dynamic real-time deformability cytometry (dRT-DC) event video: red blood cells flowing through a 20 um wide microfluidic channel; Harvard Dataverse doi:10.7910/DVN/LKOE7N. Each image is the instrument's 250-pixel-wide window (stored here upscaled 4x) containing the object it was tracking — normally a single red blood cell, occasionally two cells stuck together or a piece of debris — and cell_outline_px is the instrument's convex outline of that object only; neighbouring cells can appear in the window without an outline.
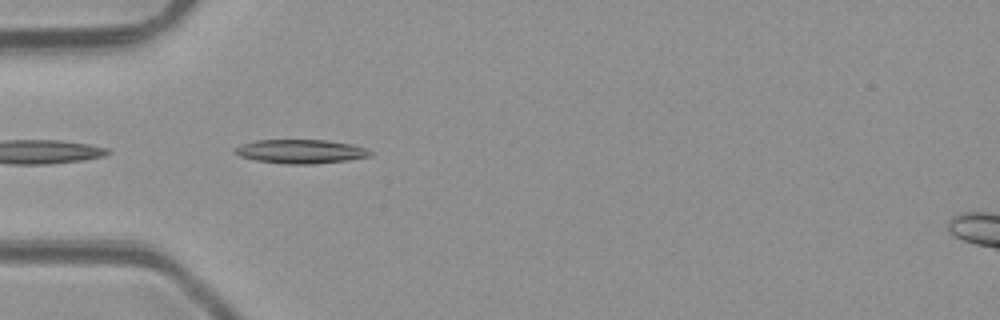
{"species": "common noctule bat (a hibernating species)", "species_latin": "Nyctalus noctula", "temperature_condition": "room temperature", "stored_images_in_passage": 6, "camera_frame_rate_fps": 3000, "um_per_image_px": 0.085, "animal": {"sex": "male", "body_mass_g": 23.1, "forearm_length_mm": 52.7}, "frame": {"image": 1, "passage_image": 5, "time_ms": 4.667, "image_size_px": [1000, 320], "cell_outline_px": [[376, 152], [372, 156], [348, 160], [312, 164], [288, 164], [256, 160], [240, 156], [232, 152], [232, 148], [256, 140], [324, 140], [352, 144]], "centroid_in_image_um": [25.58, 12.87], "position_along_channel_um": 59.4, "area_um2": 18.9}}